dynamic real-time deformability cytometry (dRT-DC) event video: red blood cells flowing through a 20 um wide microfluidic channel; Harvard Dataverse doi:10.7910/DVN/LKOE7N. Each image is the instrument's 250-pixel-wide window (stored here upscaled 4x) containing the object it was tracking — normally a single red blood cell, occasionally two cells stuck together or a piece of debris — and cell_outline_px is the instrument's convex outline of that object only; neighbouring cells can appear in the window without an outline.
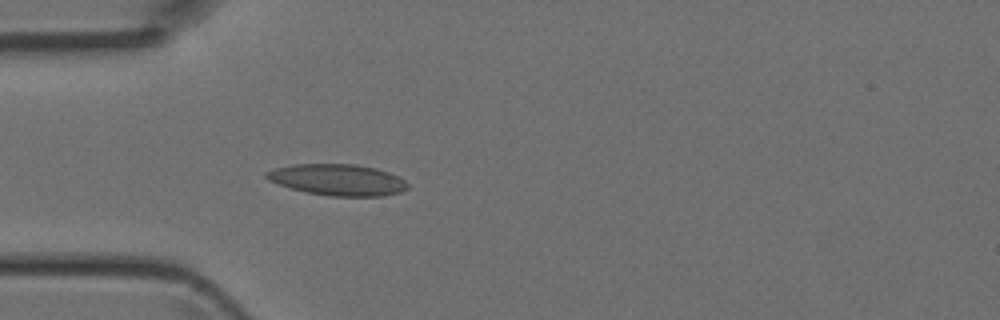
{"species": "Egyptian fruit bat (a non-hibernating species)", "species_latin": "Rousettus aegyptiacus", "temperature_condition": "room temperature", "stored_images_in_passage": 5, "camera_frame_rate_fps": 3000, "um_per_image_px": 0.085, "animal": {"sex": "female"}, "frame": {"image": 1, "passage_image": 5, "time_ms": 1.333, "image_size_px": [1000, 320], "cell_outline_px": [[408, 188], [400, 192], [384, 196], [328, 196], [308, 192], [292, 188], [268, 180], [264, 176], [264, 172], [276, 168], [292, 164], [356, 164], [376, 168], [388, 172], [404, 180], [408, 184]], "centroid_in_image_um": [28.7, 15.28], "position_along_channel_um": 56.3, "area_um2": 25.66}}